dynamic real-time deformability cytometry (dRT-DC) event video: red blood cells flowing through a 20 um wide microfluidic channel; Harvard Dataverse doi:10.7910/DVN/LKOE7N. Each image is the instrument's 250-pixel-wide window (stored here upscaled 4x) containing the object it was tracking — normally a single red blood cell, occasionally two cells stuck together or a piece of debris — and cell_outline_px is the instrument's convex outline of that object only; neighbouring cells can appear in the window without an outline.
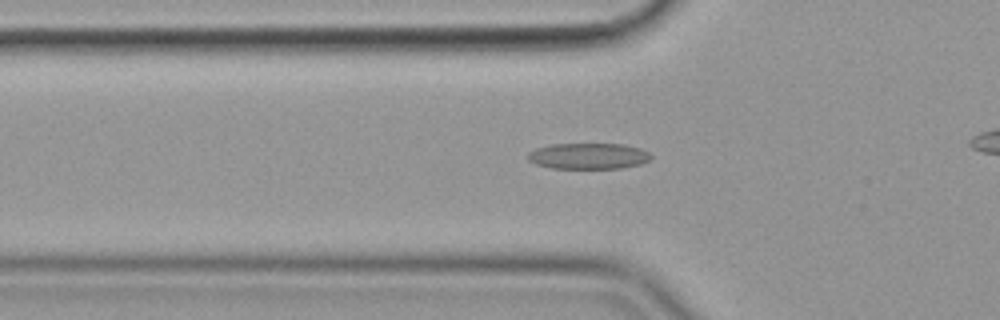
{"species": "common noctule bat (a hibernating species)", "species_latin": "Nyctalus noctula", "temperature_condition": "cold", "stored_images_in_passage": 39, "camera_frame_rate_fps": 3000, "um_per_image_px": 0.085, "animal": {"sex": "female", "body_mass_g": 19.9}, "frame": {"image": 1, "passage_image": 9, "time_ms": 2.667, "image_size_px": [1000, 320], "cell_outline_px": [[652, 156], [648, 160], [640, 164], [620, 168], [552, 168], [536, 164], [528, 160], [528, 152], [536, 148], [552, 144], [624, 144], [640, 148], [648, 152]], "centroid_in_image_um": [50.0, 13.26], "position_along_channel_um": 75.8, "area_um2": 18.55}}
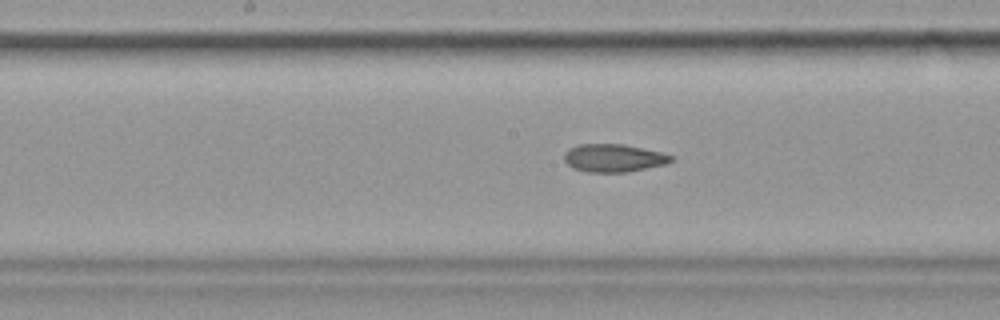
{"frame": {"image": 2, "passage_image": 19, "time_ms": 6.0, "image_size_px": [1000, 320], "cell_outline_px": [[672, 160], [668, 164], [628, 172], [588, 172], [572, 168], [564, 160], [564, 152], [568, 148], [576, 144], [624, 144], [660, 152], [672, 156]], "centroid_in_image_um": [52.13, 13.43], "position_along_channel_um": 196.1, "area_um2": 17.51}}
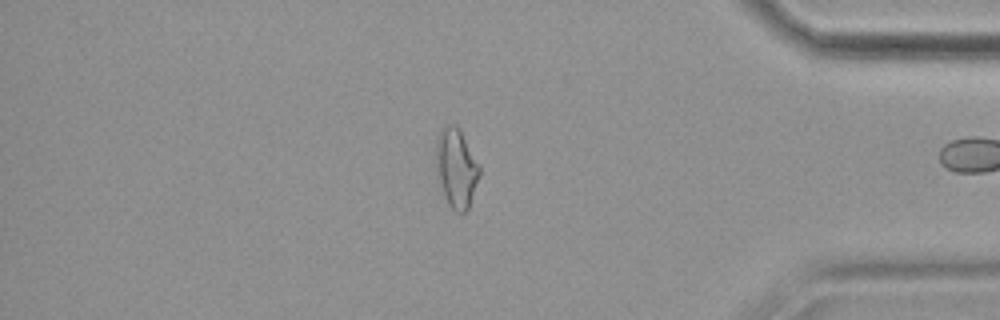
{"frame": {"image": 3, "passage_image": 38, "time_ms": 12.333, "image_size_px": [1000, 320], "cell_outline_px": [[480, 176], [468, 208], [464, 212], [456, 212], [448, 204], [440, 180], [436, 164], [436, 140], [440, 128], [448, 124], [456, 124], [460, 128], [480, 168]], "centroid_in_image_um": [38.79, 14.22], "position_along_channel_um": 396.4, "area_um2": 19.71}}